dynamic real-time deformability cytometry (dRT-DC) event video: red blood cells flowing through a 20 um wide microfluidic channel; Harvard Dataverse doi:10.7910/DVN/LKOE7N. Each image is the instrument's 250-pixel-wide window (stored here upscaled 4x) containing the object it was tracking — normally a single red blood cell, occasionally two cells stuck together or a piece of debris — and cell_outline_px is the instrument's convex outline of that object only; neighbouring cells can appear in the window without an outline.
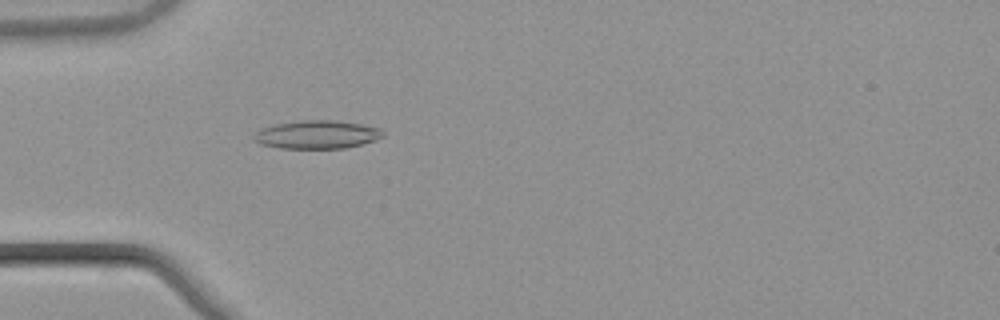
{"species": "common noctule bat (a hibernating species)", "species_latin": "Nyctalus noctula", "temperature_condition": "warm", "stored_images_in_passage": 54, "camera_frame_rate_fps": 3000, "um_per_image_px": 0.085, "animal": {"sex": "male", "body_mass_g": 21.5, "forearm_length_mm": 52.0}, "frame": {"image": 1, "passage_image": 17, "time_ms": 5.333, "image_size_px": [1000, 320], "cell_outline_px": [[384, 136], [376, 140], [344, 148], [280, 148], [260, 144], [252, 140], [252, 136], [260, 128], [276, 124], [300, 120], [336, 120], [360, 124], [380, 128], [384, 132]], "centroid_in_image_um": [26.91, 11.43], "position_along_channel_um": 58.1, "area_um2": 21.33}}
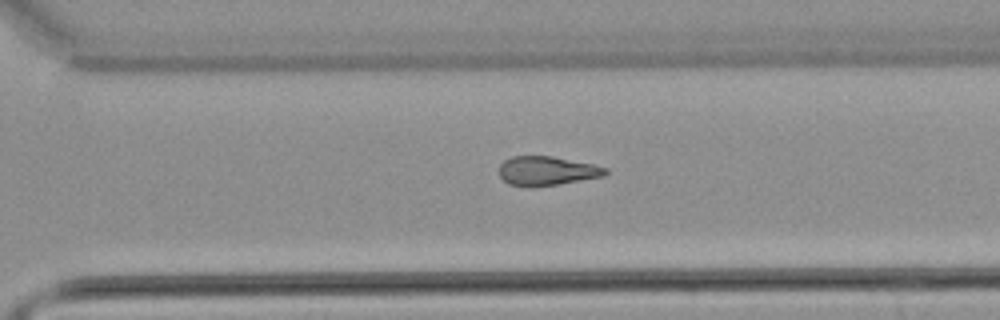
{"frame": {"image": 2, "passage_image": 38, "time_ms": 12.333, "image_size_px": [1000, 320], "cell_outline_px": [[608, 172], [604, 176], [556, 184], [508, 184], [500, 176], [500, 164], [504, 160], [512, 156], [552, 156], [592, 164], [608, 168]], "centroid_in_image_um": [46.51, 14.48], "position_along_channel_um": 324.1, "area_um2": 17.34}}
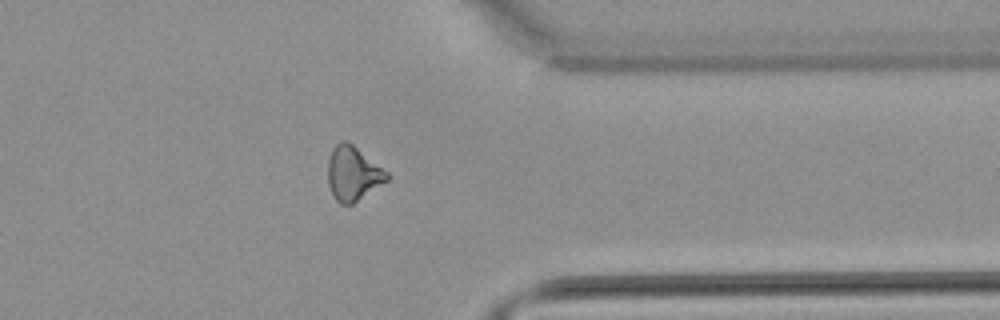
{"frame": {"image": 3, "passage_image": 43, "time_ms": 14.0, "image_size_px": [1000, 320], "cell_outline_px": [[392, 176], [388, 180], [352, 204], [340, 204], [332, 196], [328, 184], [328, 160], [332, 148], [336, 144], [344, 140], [348, 140], [388, 172]], "centroid_in_image_um": [30.0, 14.74], "position_along_channel_um": 381.4, "area_um2": 18.79}}